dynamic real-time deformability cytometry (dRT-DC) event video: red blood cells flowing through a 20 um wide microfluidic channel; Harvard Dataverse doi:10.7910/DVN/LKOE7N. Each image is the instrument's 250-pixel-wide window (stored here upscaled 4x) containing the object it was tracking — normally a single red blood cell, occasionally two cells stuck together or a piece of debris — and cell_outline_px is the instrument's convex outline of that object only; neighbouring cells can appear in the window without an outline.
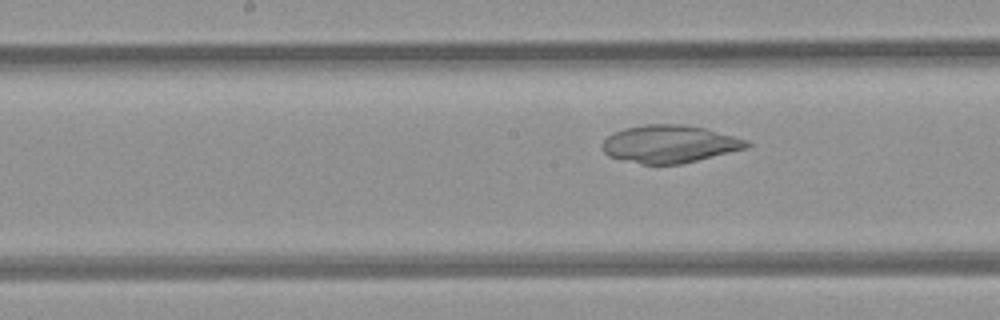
{"species": "common noctule bat (a hibernating species)", "species_latin": "Nyctalus noctula", "temperature_condition": "room temperature", "stored_images_in_passage": 5, "camera_frame_rate_fps": 3000, "um_per_image_px": 0.085, "animal": {"sex": "female", "body_mass_g": 21.9}, "frame": {"image": 1, "passage_image": 5, "time_ms": 4.667, "image_size_px": [1000, 320], "cell_outline_px": [[752, 144], [748, 148], [680, 164], [640, 164], [608, 156], [604, 152], [600, 144], [612, 132], [624, 128], [644, 124], [684, 124], [704, 128], [748, 140]], "centroid_in_image_um": [56.89, 12.23], "position_along_channel_um": 191.3, "area_um2": 31.79}}